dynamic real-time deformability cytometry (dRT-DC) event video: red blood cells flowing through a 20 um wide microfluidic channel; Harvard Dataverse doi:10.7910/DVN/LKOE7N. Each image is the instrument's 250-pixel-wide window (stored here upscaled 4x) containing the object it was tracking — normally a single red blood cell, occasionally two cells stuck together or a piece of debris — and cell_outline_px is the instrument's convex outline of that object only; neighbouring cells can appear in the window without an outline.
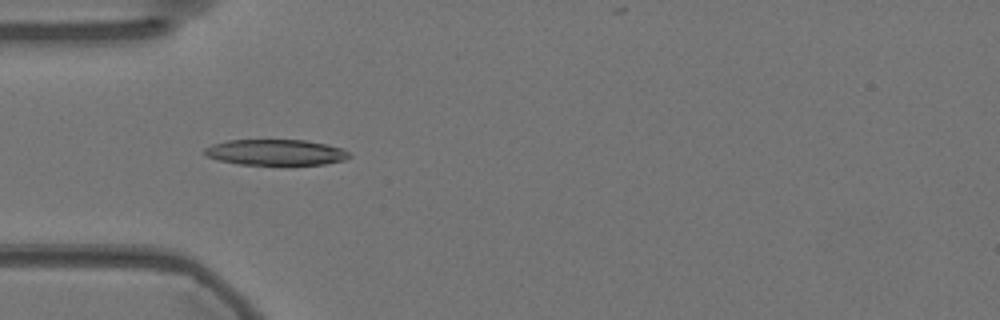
{"species": "Egyptian fruit bat (a non-hibernating species)", "species_latin": "Rousettus aegyptiacus", "temperature_condition": "warm", "stored_images_in_passage": 34, "camera_frame_rate_fps": 3000, "um_per_image_px": 0.085, "animal": {"sex": "female"}, "frame": {"image": 1, "passage_image": 2, "time_ms": 0.333, "image_size_px": [1000, 320], "cell_outline_px": [[352, 156], [344, 160], [324, 164], [240, 164], [216, 160], [204, 156], [204, 148], [212, 144], [228, 140], [304, 140], [324, 144], [340, 148], [348, 152]], "centroid_in_image_um": [23.37, 12.94], "position_along_channel_um": 61.6, "area_um2": 21.62}}
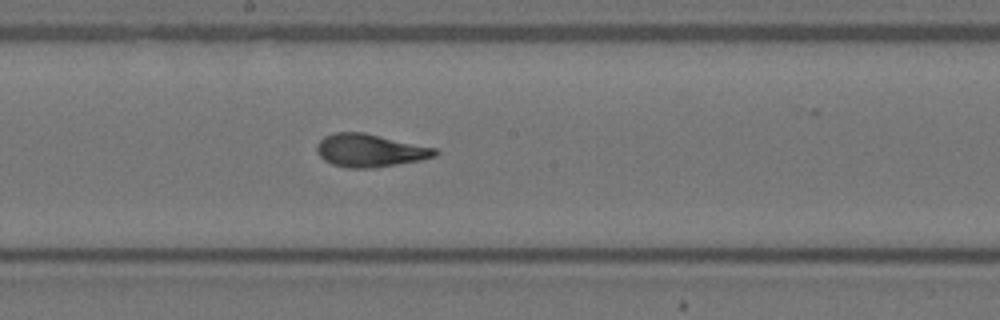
{"frame": {"image": 2, "passage_image": 15, "time_ms": 4.667, "image_size_px": [1000, 320], "cell_outline_px": [[440, 152], [436, 156], [420, 160], [376, 168], [348, 168], [332, 164], [324, 160], [316, 152], [316, 144], [324, 136], [336, 132], [364, 132], [436, 148]], "centroid_in_image_um": [31.43, 12.79], "position_along_channel_um": 216.8, "area_um2": 22.83}}
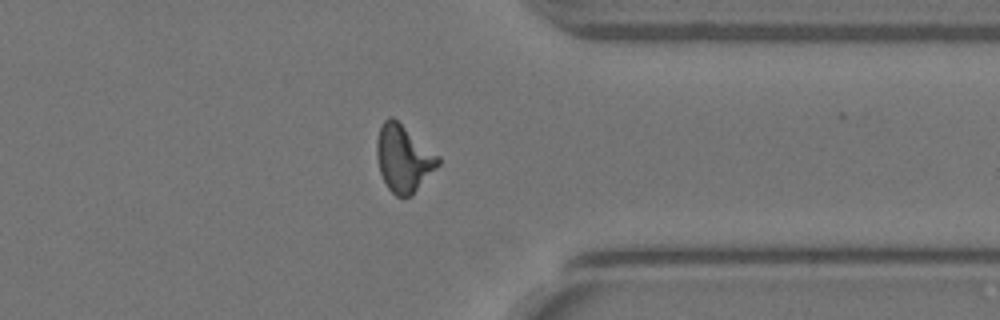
{"frame": {"image": 3, "passage_image": 29, "time_ms": 9.333, "image_size_px": [1000, 320], "cell_outline_px": [[440, 164], [412, 196], [396, 196], [388, 188], [380, 172], [376, 156], [376, 140], [380, 128], [384, 120], [388, 116], [392, 116], [440, 156]], "centroid_in_image_um": [34.3, 13.46], "position_along_channel_um": 377.1, "area_um2": 23.93}}